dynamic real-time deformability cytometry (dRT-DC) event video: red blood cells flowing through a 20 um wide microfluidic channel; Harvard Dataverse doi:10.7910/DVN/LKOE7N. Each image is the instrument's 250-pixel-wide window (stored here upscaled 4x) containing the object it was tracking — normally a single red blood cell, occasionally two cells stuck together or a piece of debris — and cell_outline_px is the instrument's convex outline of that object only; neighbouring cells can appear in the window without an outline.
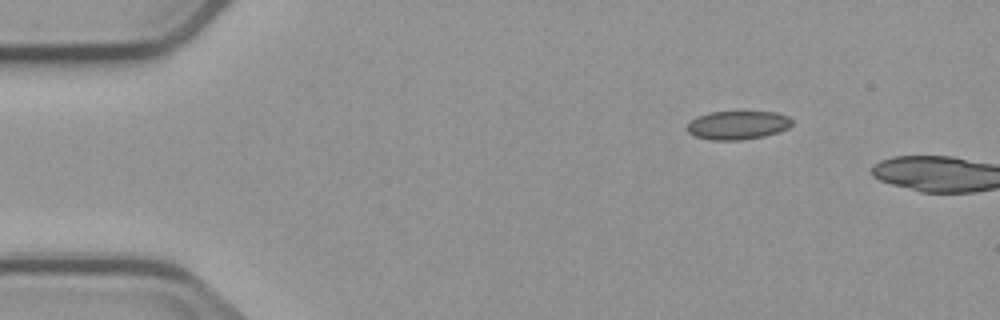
{"species": "common noctule bat (a hibernating species)", "species_latin": "Nyctalus noctula", "temperature_condition": "cold", "stored_images_in_passage": 2, "camera_frame_rate_fps": 3000, "um_per_image_px": 0.085, "animal": {"sex": "male", "body_mass_g": 23.1, "forearm_length_mm": 52.7}, "frame": {"image": 1, "passage_image": 1, "time_ms": 0.0, "image_size_px": [1000, 320], "cell_outline_px": [[792, 124], [788, 128], [780, 132], [764, 136], [744, 140], [712, 140], [696, 136], [688, 132], [688, 124], [692, 120], [700, 116], [712, 112], [776, 112], [788, 116], [792, 120]], "centroid_in_image_um": [62.76, 10.65], "position_along_channel_um": 22.2, "area_um2": 17.34}}